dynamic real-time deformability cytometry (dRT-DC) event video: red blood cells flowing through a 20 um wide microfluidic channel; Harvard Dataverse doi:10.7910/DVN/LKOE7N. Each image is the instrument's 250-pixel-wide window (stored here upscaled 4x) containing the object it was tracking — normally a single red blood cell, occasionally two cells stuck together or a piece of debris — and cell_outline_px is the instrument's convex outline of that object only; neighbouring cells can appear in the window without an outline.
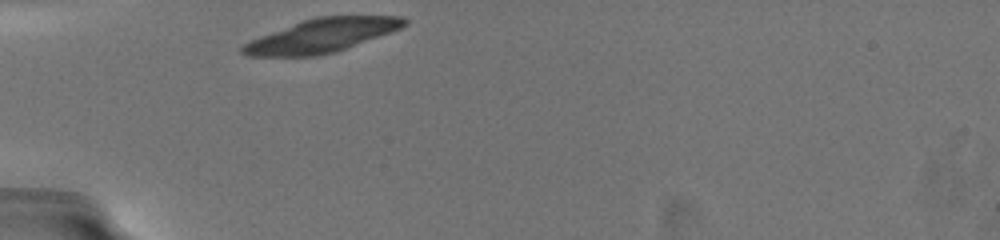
{"species": "common noctule bat (a hibernating species)", "species_latin": "Nyctalus noctula", "temperature_condition": "warm", "stored_images_in_passage": 12, "camera_frame_rate_fps": 3000, "um_per_image_px": 0.085, "animal": {"sex": "female", "body_mass_g": 19.5, "forearm_length_mm": 54.1}, "frame": {"image": 1, "passage_image": 1, "time_ms": 0.0, "image_size_px": [1000, 240], "cell_outline_px": [[408, 24], [400, 28], [336, 52], [316, 56], [248, 56], [240, 52], [240, 48], [248, 40], [304, 20], [316, 16], [400, 16], [408, 20]], "centroid_in_image_um": [27.32, 3.03], "position_along_channel_um": 57.7, "area_um2": 31.44}}